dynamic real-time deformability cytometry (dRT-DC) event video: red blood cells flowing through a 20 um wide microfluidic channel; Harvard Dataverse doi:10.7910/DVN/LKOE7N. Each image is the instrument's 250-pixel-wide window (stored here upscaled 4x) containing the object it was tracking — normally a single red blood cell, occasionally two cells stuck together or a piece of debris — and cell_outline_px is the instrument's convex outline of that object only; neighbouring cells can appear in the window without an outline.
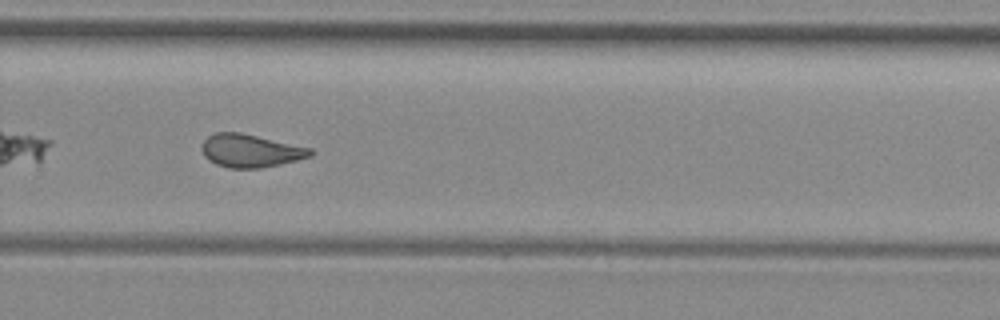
{"species": "common noctule bat (a hibernating species)", "species_latin": "Nyctalus noctula", "temperature_condition": "room temperature", "stored_images_in_passage": 38, "camera_frame_rate_fps": 3000, "um_per_image_px": 0.085, "animal": {"sex": "female", "body_mass_g": 29.2, "forearm_length_mm": 56.3}, "frame": {"image": 1, "passage_image": 22, "time_ms": 7.0, "image_size_px": [1000, 320], "cell_outline_px": [[312, 156], [280, 164], [260, 168], [228, 168], [216, 164], [208, 160], [204, 156], [200, 148], [204, 140], [208, 136], [216, 132], [240, 132], [312, 148]], "centroid_in_image_um": [21.26, 12.81], "position_along_channel_um": 308.5, "area_um2": 20.92}, "authors_computed_cell_mechanics": {"area_um2": 20.808, "velocity_mm_per_s": 3.9991, "shape_relaxation_time_tau1_ms": null, "shape_relaxation_time_tau2_ms": 2.2566, "deformation_change_tau1": null, "deformation_change_tau2": 0.0934}}